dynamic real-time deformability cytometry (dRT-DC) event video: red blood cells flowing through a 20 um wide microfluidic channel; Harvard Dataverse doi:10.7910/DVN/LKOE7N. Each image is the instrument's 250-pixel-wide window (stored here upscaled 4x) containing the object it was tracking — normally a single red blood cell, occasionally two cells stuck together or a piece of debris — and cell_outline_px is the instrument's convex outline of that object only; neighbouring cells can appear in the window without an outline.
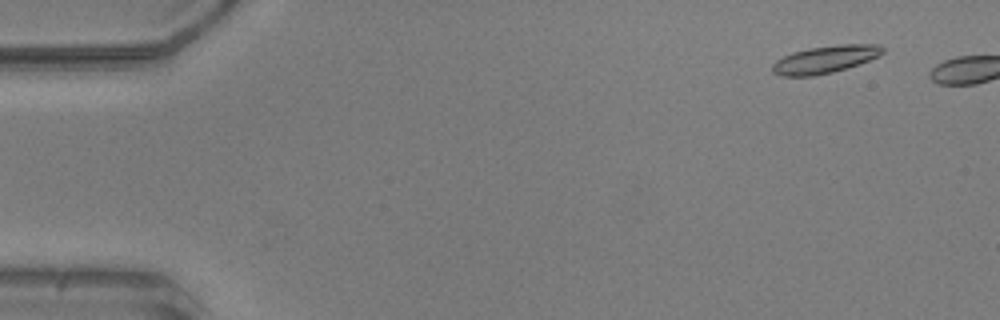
{"species": "common noctule bat (a hibernating species)", "species_latin": "Nyctalus noctula", "temperature_condition": "warm", "stored_images_in_passage": 8, "camera_frame_rate_fps": 3000, "um_per_image_px": 0.085, "animal": {"sex": "male", "body_mass_g": 20.5, "forearm_length_mm": 52.5}, "frame": {"image": 1, "passage_image": 5, "time_ms": 1.333, "image_size_px": [1000, 320], "cell_outline_px": [[884, 52], [880, 56], [832, 72], [816, 76], [780, 76], [772, 72], [772, 64], [776, 60], [792, 52], [812, 48], [840, 44], [880, 44], [884, 48]], "centroid_in_image_um": [70.12, 5.05], "position_along_channel_um": 14.9, "area_um2": 17.51}}